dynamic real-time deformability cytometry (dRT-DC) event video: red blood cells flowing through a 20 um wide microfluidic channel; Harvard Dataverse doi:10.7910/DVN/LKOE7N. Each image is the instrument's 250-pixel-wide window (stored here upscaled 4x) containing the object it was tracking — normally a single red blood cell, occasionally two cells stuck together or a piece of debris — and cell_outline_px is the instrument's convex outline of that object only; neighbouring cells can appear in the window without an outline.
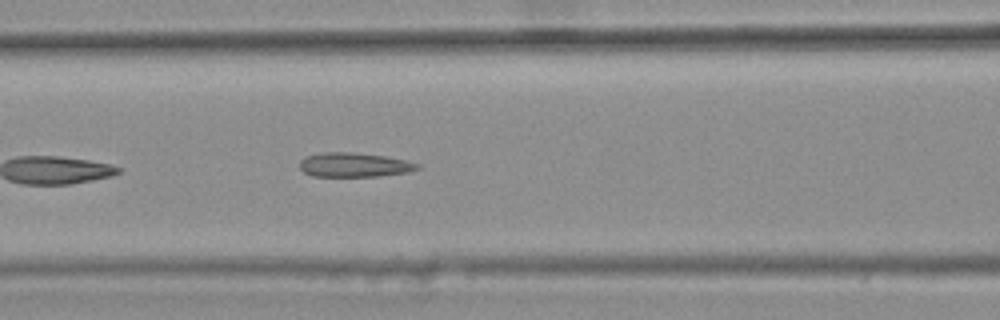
{"species": "common noctule bat (a hibernating species)", "species_latin": "Nyctalus noctula", "temperature_condition": "warm", "stored_images_in_passage": 24, "camera_frame_rate_fps": 3000, "um_per_image_px": 0.085, "animal": {"sex": "female", "body_mass_g": 25.1}, "frame": {"image": 1, "passage_image": 8, "time_ms": 2.333, "image_size_px": [1000, 320], "cell_outline_px": [[420, 168], [408, 172], [380, 176], [312, 176], [304, 172], [300, 168], [300, 160], [308, 156], [324, 152], [352, 152], [384, 156], [408, 160], [420, 164]], "centroid_in_image_um": [30.14, 14.01], "position_along_channel_um": 136.5, "area_um2": 16.65}}